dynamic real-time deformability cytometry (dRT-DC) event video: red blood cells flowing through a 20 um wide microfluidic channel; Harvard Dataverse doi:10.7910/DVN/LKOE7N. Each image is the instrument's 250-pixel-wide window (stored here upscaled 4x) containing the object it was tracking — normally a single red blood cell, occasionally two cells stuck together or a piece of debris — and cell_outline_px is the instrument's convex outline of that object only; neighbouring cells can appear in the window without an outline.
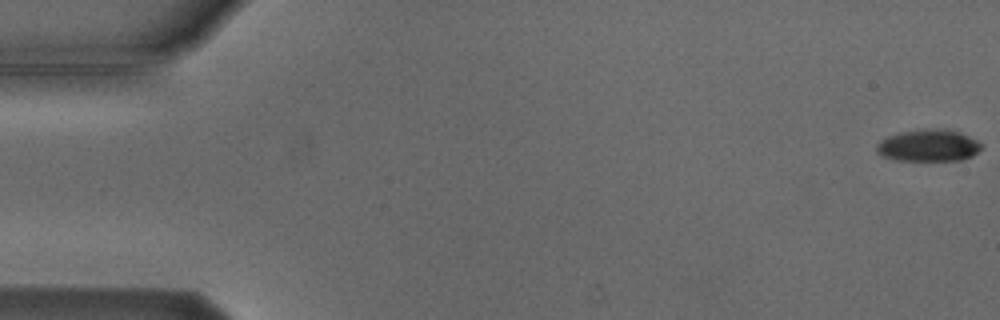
{"species": "Egyptian fruit bat (a non-hibernating species)", "species_latin": "Rousettus aegyptiacus", "temperature_condition": "cold", "stored_images_in_passage": 4, "camera_frame_rate_fps": 3000, "um_per_image_px": 0.085, "animal": {"sex": "male"}, "frame": {"image": 1, "passage_image": 1, "time_ms": 0.0, "image_size_px": [1000, 320], "cell_outline_px": [[984, 144], [972, 156], [960, 160], [896, 160], [884, 156], [876, 152], [876, 144], [880, 140], [888, 136], [900, 132], [928, 128], [944, 128], [960, 132]], "centroid_in_image_um": [78.91, 12.35], "position_along_channel_um": 6.1, "area_um2": 19.54}}